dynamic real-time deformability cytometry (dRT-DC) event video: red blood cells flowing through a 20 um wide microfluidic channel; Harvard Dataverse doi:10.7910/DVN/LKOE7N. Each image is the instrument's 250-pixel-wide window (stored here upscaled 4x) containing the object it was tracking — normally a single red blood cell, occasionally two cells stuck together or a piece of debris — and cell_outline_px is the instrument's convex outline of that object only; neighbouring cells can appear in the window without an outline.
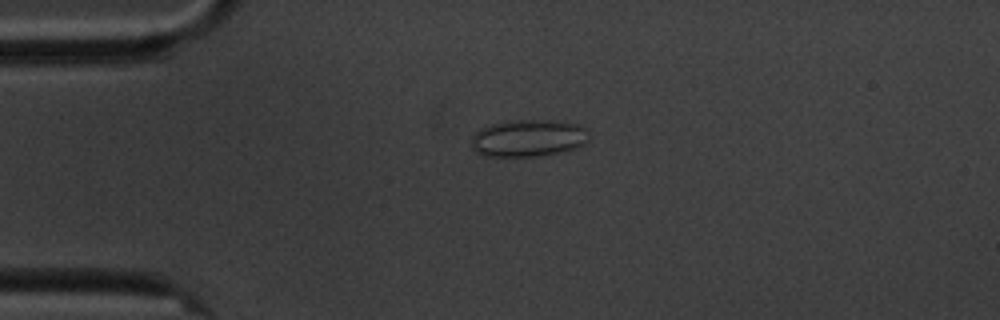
{"species": "common noctule bat (a hibernating species)", "species_latin": "Nyctalus noctula", "temperature_condition": "cold", "stored_images_in_passage": 3, "camera_frame_rate_fps": 3000, "um_per_image_px": 0.085, "animal": {"sex": "male", "body_mass_g": 20.1, "forearm_length_mm": 53.5}, "frame": {"image": 1, "passage_image": 2, "time_ms": 1.333, "image_size_px": [1000, 320], "cell_outline_px": [[588, 140], [584, 144], [576, 148], [564, 152], [536, 156], [484, 156], [476, 152], [468, 144], [472, 136], [480, 128], [492, 124], [516, 120], [564, 120], [580, 124], [588, 128]], "centroid_in_image_um": [44.93, 11.73], "position_along_channel_um": 40.1, "area_um2": 26.01}}